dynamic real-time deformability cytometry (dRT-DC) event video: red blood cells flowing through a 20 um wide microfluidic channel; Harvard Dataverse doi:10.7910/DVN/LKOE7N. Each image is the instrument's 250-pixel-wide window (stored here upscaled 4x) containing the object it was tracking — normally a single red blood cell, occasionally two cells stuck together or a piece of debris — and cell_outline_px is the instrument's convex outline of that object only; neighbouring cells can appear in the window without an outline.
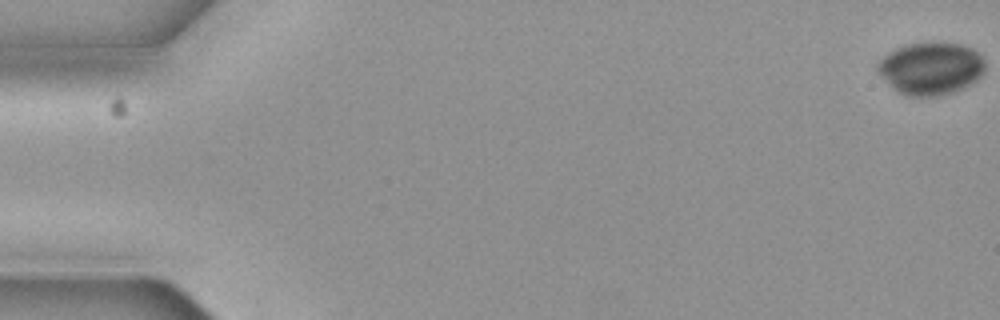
{"species": "common noctule bat (a hibernating species)", "species_latin": "Nyctalus noctula", "temperature_condition": "cold", "stored_images_in_passage": 6, "camera_frame_rate_fps": 3000, "um_per_image_px": 0.085, "animal": {"sex": "female", "body_mass_g": 19.3, "forearm_length_mm": 54.1}, "frame": {"image": 1, "passage_image": 1, "time_ms": 0.0, "image_size_px": [1000, 320], "cell_outline_px": [[984, 72], [976, 80], [952, 92], [936, 96], [908, 96], [892, 88], [876, 68], [876, 64], [888, 52], [896, 48], [908, 44], [924, 40], [960, 44], [972, 48], [984, 60]], "centroid_in_image_um": [79.1, 5.78], "position_along_channel_um": 5.9, "area_um2": 32.89}}